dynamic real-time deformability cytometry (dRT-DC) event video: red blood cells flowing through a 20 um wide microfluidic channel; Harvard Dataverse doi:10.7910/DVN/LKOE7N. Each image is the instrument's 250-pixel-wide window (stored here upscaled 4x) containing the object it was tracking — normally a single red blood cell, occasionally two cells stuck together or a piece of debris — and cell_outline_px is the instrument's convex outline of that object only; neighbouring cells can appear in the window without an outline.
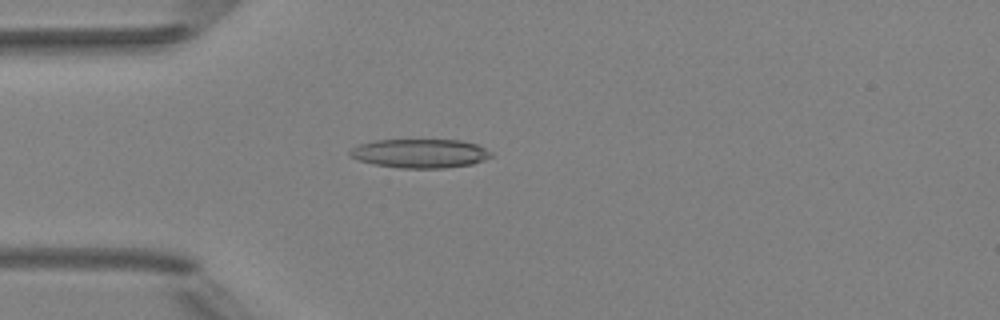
{"species": "Egyptian fruit bat (a non-hibernating species)", "species_latin": "Rousettus aegyptiacus", "temperature_condition": "room temperature", "stored_images_in_passage": 4, "camera_frame_rate_fps": 3000, "um_per_image_px": 0.085, "animal": {"sex": "female"}, "frame": {"image": 1, "passage_image": 4, "time_ms": 4.333, "image_size_px": [1000, 320], "cell_outline_px": [[492, 156], [484, 160], [472, 164], [444, 168], [400, 168], [372, 164], [348, 156], [348, 152], [352, 148], [360, 144], [376, 140], [460, 140], [476, 144], [492, 152]], "centroid_in_image_um": [35.69, 13.04], "position_along_channel_um": 49.3, "area_um2": 23.81}}